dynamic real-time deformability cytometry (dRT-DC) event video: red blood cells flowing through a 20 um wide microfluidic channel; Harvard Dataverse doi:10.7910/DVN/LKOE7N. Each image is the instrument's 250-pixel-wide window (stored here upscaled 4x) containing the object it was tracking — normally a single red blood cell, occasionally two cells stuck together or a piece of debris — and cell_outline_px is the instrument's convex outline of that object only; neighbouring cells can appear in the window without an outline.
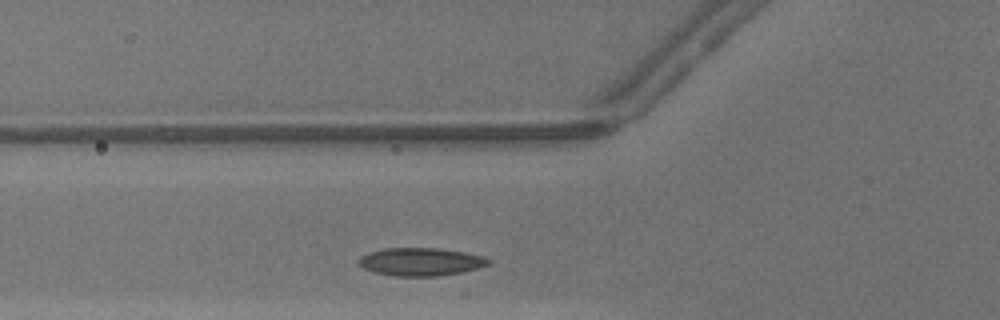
{"species": "common noctule bat (a hibernating species)", "species_latin": "Nyctalus noctula", "temperature_condition": "warm", "stored_images_in_passage": 24, "camera_frame_rate_fps": 3000, "um_per_image_px": 0.085, "animal": {"sex": "male", "body_mass_g": 13.3}, "frame": {"image": 1, "passage_image": 4, "time_ms": 1.0, "image_size_px": [1000, 320], "cell_outline_px": [[492, 260], [488, 264], [476, 268], [460, 272], [436, 276], [392, 276], [376, 272], [364, 268], [356, 264], [356, 260], [360, 256], [368, 252], [384, 248], [436, 248], [464, 252], [484, 256]], "centroid_in_image_um": [35.7, 22.24], "position_along_channel_um": 90.1, "area_um2": 21.15}}
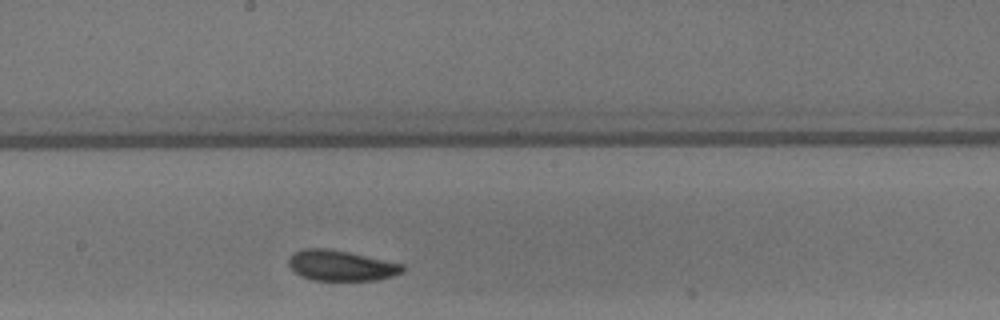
{"frame": {"image": 2, "passage_image": 13, "time_ms": 4.0, "image_size_px": [1000, 320], "cell_outline_px": [[404, 272], [392, 276], [376, 280], [312, 280], [300, 276], [288, 264], [288, 260], [296, 252], [304, 248], [328, 248], [348, 252], [404, 264]], "centroid_in_image_um": [29.01, 22.57], "position_along_channel_um": 219.2, "area_um2": 20.11}}
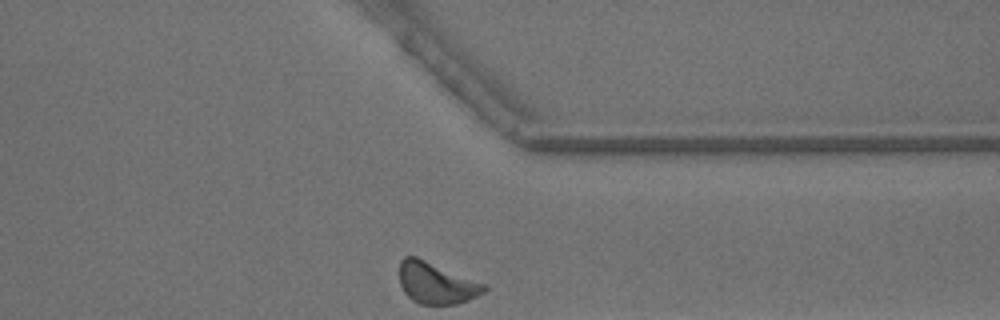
{"frame": {"image": 3, "passage_image": 24, "time_ms": 7.667, "image_size_px": [1000, 320], "cell_outline_px": [[488, 288], [484, 292], [468, 300], [456, 304], [420, 304], [412, 300], [404, 292], [400, 284], [400, 260], [404, 256], [416, 256], [488, 284]], "centroid_in_image_um": [37.1, 24.05], "position_along_channel_um": 374.3, "area_um2": 20.63}, "authors_computed_cell_mechanics": {"area_um2": 20.519, "velocity_mm_per_s": 4.2931, "shape_relaxation_time_tau1_ms": 2.6305, "shape_relaxation_time_tau2_ms": 4.3727, "deformation_change_tau1": 0.0729, "deformation_change_tau2": 0.1124}}